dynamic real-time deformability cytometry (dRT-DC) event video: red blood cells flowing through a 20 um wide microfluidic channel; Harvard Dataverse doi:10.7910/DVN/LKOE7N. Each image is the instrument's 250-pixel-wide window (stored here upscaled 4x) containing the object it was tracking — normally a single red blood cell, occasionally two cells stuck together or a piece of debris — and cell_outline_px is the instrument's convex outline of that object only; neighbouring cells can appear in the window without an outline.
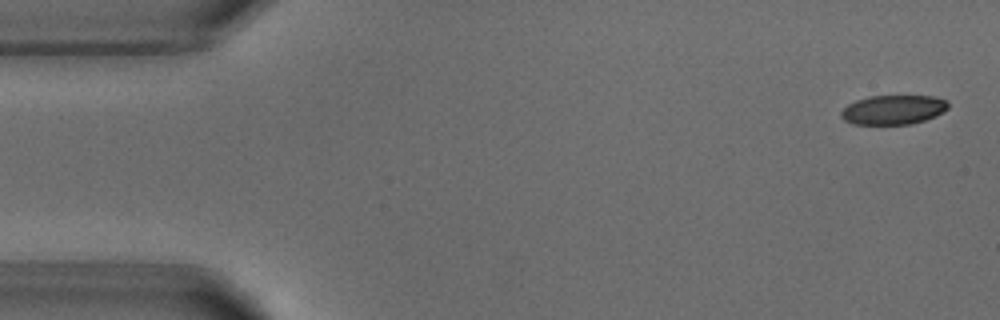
{"species": "common noctule bat (a hibernating species)", "species_latin": "Nyctalus noctula", "temperature_condition": "warm", "stored_images_in_passage": 5, "segment_of_instrument_passage": [1, 2], "camera_frame_rate_fps": 3000, "um_per_image_px": 0.085, "animal": {"sex": "male", "body_mass_g": 18.8}, "frame": {"image": 1, "passage_image": 1, "time_ms": 0.0, "image_size_px": [1000, 320], "cell_outline_px": [[948, 108], [944, 112], [924, 120], [908, 124], [852, 124], [844, 120], [840, 116], [840, 112], [848, 104], [856, 100], [868, 96], [932, 96], [948, 100]], "centroid_in_image_um": [75.92, 9.32], "position_along_channel_um": 9.1, "area_um2": 18.32}}
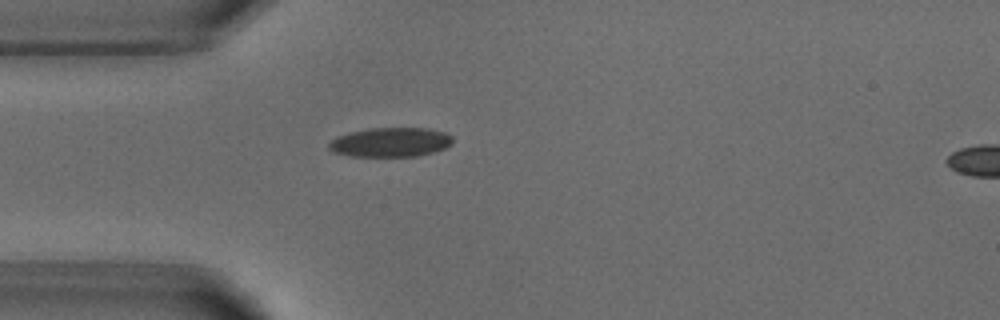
{"frame": {"image": 2, "passage_image": 4, "time_ms": 4.0, "image_size_px": [1000, 320], "cell_outline_px": [[452, 144], [444, 148], [432, 152], [416, 156], [352, 156], [332, 152], [328, 148], [328, 144], [336, 136], [368, 128], [428, 128], [444, 132], [452, 136]], "centroid_in_image_um": [33.18, 12.08], "position_along_channel_um": 51.8, "area_um2": 21.1}}